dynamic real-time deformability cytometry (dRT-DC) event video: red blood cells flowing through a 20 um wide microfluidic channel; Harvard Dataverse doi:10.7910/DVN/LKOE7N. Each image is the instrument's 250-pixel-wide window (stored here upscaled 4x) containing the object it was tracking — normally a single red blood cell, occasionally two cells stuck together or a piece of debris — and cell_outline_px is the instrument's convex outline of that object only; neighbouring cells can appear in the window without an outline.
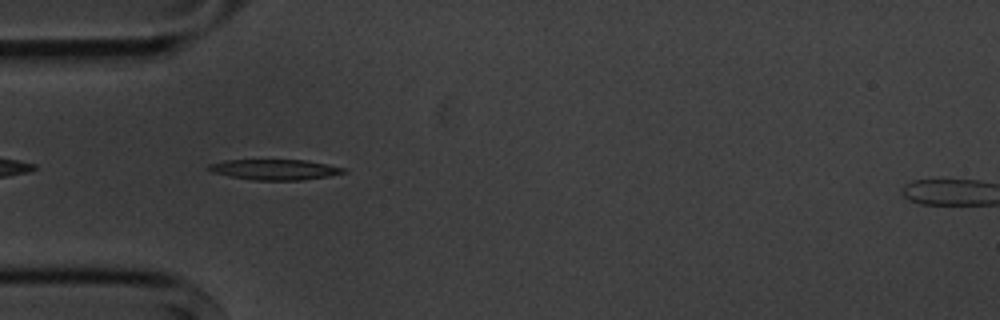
{"species": "common noctule bat (a hibernating species)", "species_latin": "Nyctalus noctula", "temperature_condition": "cold", "stored_images_in_passage": 1, "camera_frame_rate_fps": 3000, "um_per_image_px": 0.085, "animal": {"sex": "male", "body_mass_g": 20.1, "forearm_length_mm": 53.5}, "frame": {"image": 1, "passage_image": 1, "time_ms": 0.0, "image_size_px": [1000, 320], "cell_outline_px": [[348, 172], [328, 176], [300, 180], [252, 180], [212, 172], [208, 168], [208, 164], [224, 160], [304, 160], [328, 164], [344, 168]], "centroid_in_image_um": [23.37, 14.41], "position_along_channel_um": 61.6, "area_um2": 15.95}}